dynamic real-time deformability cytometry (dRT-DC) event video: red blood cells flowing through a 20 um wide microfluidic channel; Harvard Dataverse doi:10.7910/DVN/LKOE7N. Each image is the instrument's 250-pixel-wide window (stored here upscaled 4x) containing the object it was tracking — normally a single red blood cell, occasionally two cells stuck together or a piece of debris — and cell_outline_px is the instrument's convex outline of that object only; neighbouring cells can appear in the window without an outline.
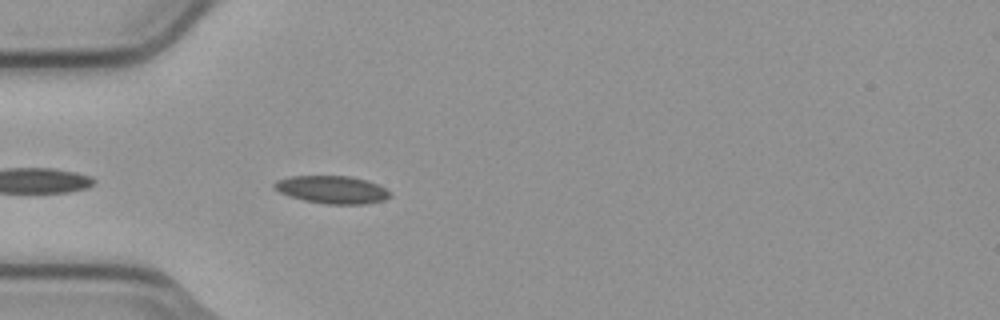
{"species": "common noctule bat (a hibernating species)", "species_latin": "Nyctalus noctula", "temperature_condition": "cold", "stored_images_in_passage": 4, "camera_frame_rate_fps": 3000, "um_per_image_px": 0.085, "animal": {"sex": "male", "body_mass_g": 23.1, "forearm_length_mm": 52.7}, "frame": {"image": 1, "passage_image": 4, "time_ms": 1.0, "image_size_px": [1000, 320], "cell_outline_px": [[392, 196], [384, 200], [364, 204], [328, 204], [304, 200], [280, 192], [272, 184], [276, 180], [292, 176], [348, 176], [368, 180], [392, 192]], "centroid_in_image_um": [28.27, 16.12], "position_along_channel_um": 56.7, "area_um2": 18.55}}